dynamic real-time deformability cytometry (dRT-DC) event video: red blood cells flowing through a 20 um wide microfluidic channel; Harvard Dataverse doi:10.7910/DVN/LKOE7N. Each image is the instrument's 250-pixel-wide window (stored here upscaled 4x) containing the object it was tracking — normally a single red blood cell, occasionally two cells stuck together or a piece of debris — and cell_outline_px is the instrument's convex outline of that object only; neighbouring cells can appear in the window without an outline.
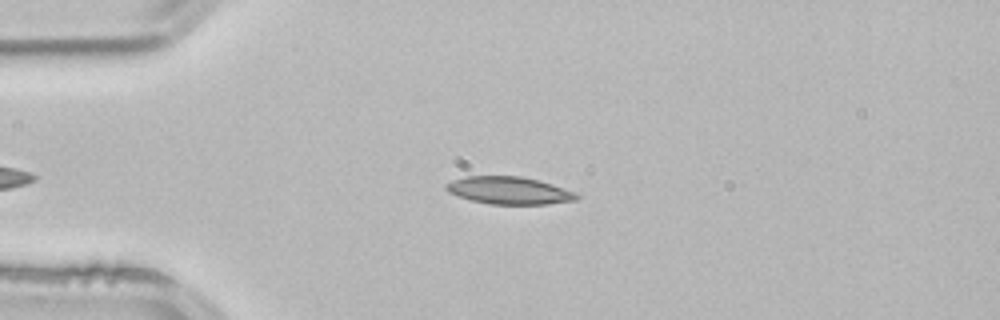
{"species": "common noctule bat (a hibernating species)", "species_latin": "Nyctalus noctula", "temperature_condition": "room temperature", "stored_images_in_passage": 1, "camera_frame_rate_fps": 3000, "um_per_image_px": 0.085, "animal": {"sex": "male", "body_mass_g": 21.5, "forearm_length_mm": 52.0}, "frame": {"image": 1, "passage_image": 1, "time_ms": 0.0, "image_size_px": [1000, 320], "cell_outline_px": [[580, 196], [576, 200], [548, 204], [488, 204], [472, 200], [448, 192], [444, 188], [444, 184], [452, 180], [464, 176], [520, 176], [540, 180], [576, 192]], "centroid_in_image_um": [43.27, 16.18], "position_along_channel_um": 41.7, "area_um2": 20.98}}